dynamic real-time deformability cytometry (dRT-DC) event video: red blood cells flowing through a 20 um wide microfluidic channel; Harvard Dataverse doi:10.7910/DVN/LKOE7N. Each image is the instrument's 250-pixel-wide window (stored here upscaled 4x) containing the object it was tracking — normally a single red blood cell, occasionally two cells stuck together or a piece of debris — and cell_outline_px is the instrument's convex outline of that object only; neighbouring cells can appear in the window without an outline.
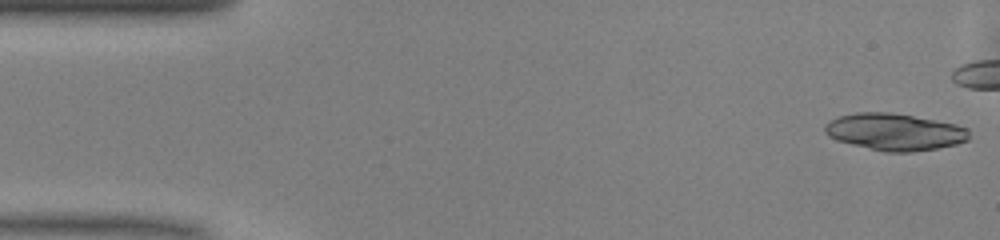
{"species": "common noctule bat (a hibernating species)", "species_latin": "Nyctalus noctula", "temperature_condition": "warm", "stored_images_in_passage": 27, "camera_frame_rate_fps": 3000, "um_per_image_px": 0.085, "animal": {"sex": "male", "body_mass_g": 13.0, "forearm_length_mm": 53.1}, "frame": {"image": 1, "passage_image": 1, "time_ms": 0.0, "image_size_px": [1000, 240], "cell_outline_px": [[968, 140], [956, 144], [936, 148], [912, 152], [884, 152], [836, 140], [828, 136], [824, 132], [824, 124], [836, 116], [856, 112], [888, 112], [912, 116], [956, 124], [968, 128]], "centroid_in_image_um": [75.99, 11.21], "position_along_channel_um": 9.0, "area_um2": 31.04}}